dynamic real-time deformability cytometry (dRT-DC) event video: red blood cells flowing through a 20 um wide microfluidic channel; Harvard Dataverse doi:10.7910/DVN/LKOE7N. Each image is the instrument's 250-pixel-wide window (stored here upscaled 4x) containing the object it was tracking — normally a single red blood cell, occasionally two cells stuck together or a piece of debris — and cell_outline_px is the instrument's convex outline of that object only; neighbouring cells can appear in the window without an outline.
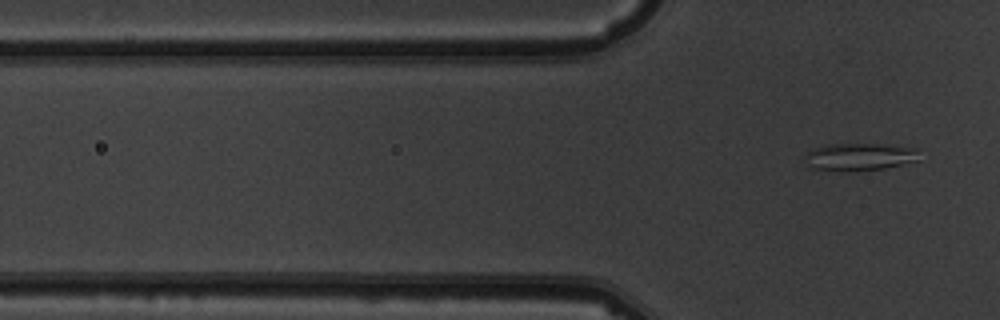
{"species": "common noctule bat (a hibernating species)", "species_latin": "Nyctalus noctula", "temperature_condition": "warm", "stored_images_in_passage": 3, "camera_frame_rate_fps": 3000, "um_per_image_px": 0.085, "animal": {"sex": "male", "body_mass_g": 19.5, "forearm_length_mm": 54.6}, "frame": {"image": 1, "passage_image": 3, "time_ms": 2.333, "image_size_px": [1000, 320], "cell_outline_px": [[916, 160], [884, 168], [812, 168], [808, 164], [808, 152], [812, 148], [828, 144], [876, 144], [916, 148]], "centroid_in_image_um": [73.06, 13.26], "position_along_channel_um": 52.7, "area_um2": 16.76}}